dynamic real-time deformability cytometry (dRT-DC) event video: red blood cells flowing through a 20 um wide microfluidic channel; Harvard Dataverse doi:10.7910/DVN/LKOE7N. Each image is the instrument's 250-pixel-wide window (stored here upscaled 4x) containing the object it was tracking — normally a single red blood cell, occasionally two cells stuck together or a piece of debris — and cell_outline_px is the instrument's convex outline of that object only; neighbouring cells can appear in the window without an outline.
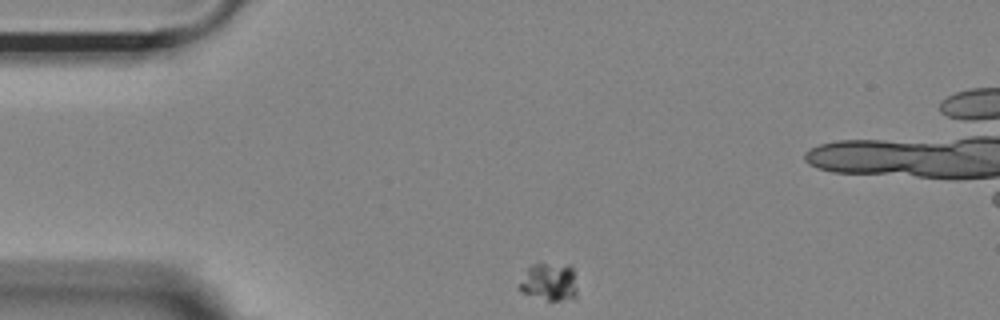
{"species": "Egyptian fruit bat (a non-hibernating species)", "species_latin": "Rousettus aegyptiacus", "temperature_condition": "room temperature", "stored_images_in_passage": 47, "camera_frame_rate_fps": 3000, "um_per_image_px": 0.085, "animal": {"sex": "female"}, "frame": {"image": 1, "passage_image": 1, "time_ms": 0.0, "image_size_px": [1000, 320], "cell_outline_px": [[576, 300], [548, 300], [520, 292], [516, 288], [528, 268], [532, 264], [572, 264], [576, 288]], "centroid_in_image_um": [46.7, 23.97], "position_along_channel_um": 38.3, "area_um2": 12.89}}
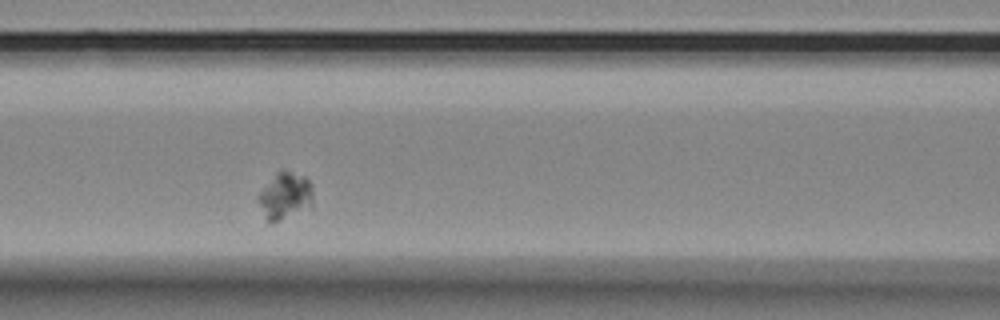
{"frame": {"image": 2, "passage_image": 13, "time_ms": 4.0, "image_size_px": [1000, 320], "cell_outline_px": [[312, 208], [272, 224], [268, 220], [256, 200], [256, 196], [276, 172], [288, 172], [304, 176], [308, 180], [312, 188]], "centroid_in_image_um": [24.23, 16.7], "position_along_channel_um": 142.4, "area_um2": 14.97}}
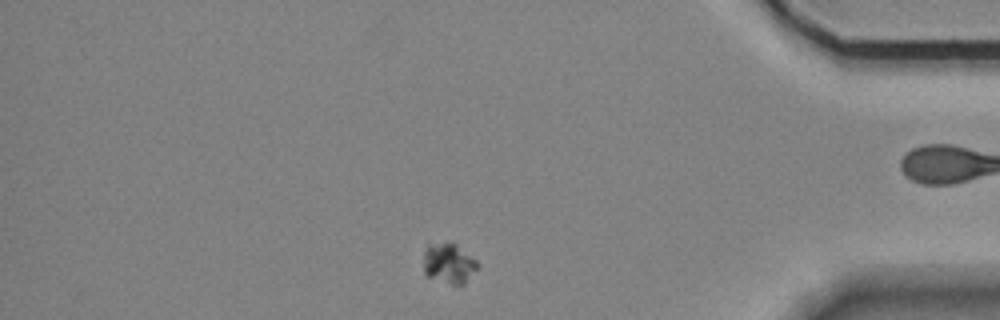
{"frame": {"image": 3, "passage_image": 38, "time_ms": 12.333, "image_size_px": [1000, 320], "cell_outline_px": [[476, 268], [464, 284], [452, 284], [424, 276], [424, 252], [428, 244], [456, 244], [476, 260]], "centroid_in_image_um": [38.1, 22.4], "position_along_channel_um": 397.1, "area_um2": 12.25}}